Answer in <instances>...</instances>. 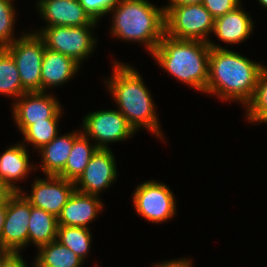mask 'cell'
Wrapping results in <instances>:
<instances>
[{
  "mask_svg": "<svg viewBox=\"0 0 267 267\" xmlns=\"http://www.w3.org/2000/svg\"><path fill=\"white\" fill-rule=\"evenodd\" d=\"M210 49L205 94L246 107L253 99L263 64L208 41Z\"/></svg>",
  "mask_w": 267,
  "mask_h": 267,
  "instance_id": "1",
  "label": "cell"
},
{
  "mask_svg": "<svg viewBox=\"0 0 267 267\" xmlns=\"http://www.w3.org/2000/svg\"><path fill=\"white\" fill-rule=\"evenodd\" d=\"M112 75L105 80L107 90L116 102L117 110L137 132L141 128L164 140L159 116L153 97L143 82L142 76L133 66L114 60Z\"/></svg>",
  "mask_w": 267,
  "mask_h": 267,
  "instance_id": "2",
  "label": "cell"
},
{
  "mask_svg": "<svg viewBox=\"0 0 267 267\" xmlns=\"http://www.w3.org/2000/svg\"><path fill=\"white\" fill-rule=\"evenodd\" d=\"M210 49L205 41L175 39L164 34L151 56L176 80L204 93Z\"/></svg>",
  "mask_w": 267,
  "mask_h": 267,
  "instance_id": "3",
  "label": "cell"
},
{
  "mask_svg": "<svg viewBox=\"0 0 267 267\" xmlns=\"http://www.w3.org/2000/svg\"><path fill=\"white\" fill-rule=\"evenodd\" d=\"M111 36L126 42H138L152 54L165 34L164 7L148 0H120L109 12Z\"/></svg>",
  "mask_w": 267,
  "mask_h": 267,
  "instance_id": "4",
  "label": "cell"
},
{
  "mask_svg": "<svg viewBox=\"0 0 267 267\" xmlns=\"http://www.w3.org/2000/svg\"><path fill=\"white\" fill-rule=\"evenodd\" d=\"M98 24L94 20L85 26H50L32 32L43 40L45 48L60 52L82 64L95 50L97 39L93 35V29Z\"/></svg>",
  "mask_w": 267,
  "mask_h": 267,
  "instance_id": "5",
  "label": "cell"
},
{
  "mask_svg": "<svg viewBox=\"0 0 267 267\" xmlns=\"http://www.w3.org/2000/svg\"><path fill=\"white\" fill-rule=\"evenodd\" d=\"M165 34L181 40L208 42L214 21L203 4L164 7Z\"/></svg>",
  "mask_w": 267,
  "mask_h": 267,
  "instance_id": "6",
  "label": "cell"
},
{
  "mask_svg": "<svg viewBox=\"0 0 267 267\" xmlns=\"http://www.w3.org/2000/svg\"><path fill=\"white\" fill-rule=\"evenodd\" d=\"M29 31L4 49L15 61L22 87L27 92L42 91L41 65L45 44L38 34Z\"/></svg>",
  "mask_w": 267,
  "mask_h": 267,
  "instance_id": "7",
  "label": "cell"
},
{
  "mask_svg": "<svg viewBox=\"0 0 267 267\" xmlns=\"http://www.w3.org/2000/svg\"><path fill=\"white\" fill-rule=\"evenodd\" d=\"M132 203L137 214L154 224L168 222L176 215V200L169 186L157 180L142 182L134 189Z\"/></svg>",
  "mask_w": 267,
  "mask_h": 267,
  "instance_id": "8",
  "label": "cell"
},
{
  "mask_svg": "<svg viewBox=\"0 0 267 267\" xmlns=\"http://www.w3.org/2000/svg\"><path fill=\"white\" fill-rule=\"evenodd\" d=\"M82 133L94 140L98 148L108 149L109 144L132 138L136 133L118 110H97L83 118ZM96 141V142H95Z\"/></svg>",
  "mask_w": 267,
  "mask_h": 267,
  "instance_id": "9",
  "label": "cell"
},
{
  "mask_svg": "<svg viewBox=\"0 0 267 267\" xmlns=\"http://www.w3.org/2000/svg\"><path fill=\"white\" fill-rule=\"evenodd\" d=\"M11 105L12 117L21 133L35 122L60 119L63 111L59 100L47 91L26 92Z\"/></svg>",
  "mask_w": 267,
  "mask_h": 267,
  "instance_id": "10",
  "label": "cell"
},
{
  "mask_svg": "<svg viewBox=\"0 0 267 267\" xmlns=\"http://www.w3.org/2000/svg\"><path fill=\"white\" fill-rule=\"evenodd\" d=\"M31 204L20 193H14L6 203V215L0 234V246L14 253L28 247V223Z\"/></svg>",
  "mask_w": 267,
  "mask_h": 267,
  "instance_id": "11",
  "label": "cell"
},
{
  "mask_svg": "<svg viewBox=\"0 0 267 267\" xmlns=\"http://www.w3.org/2000/svg\"><path fill=\"white\" fill-rule=\"evenodd\" d=\"M31 193L20 192L36 208L58 217L63 206L75 191V184L59 176L46 175V178H35Z\"/></svg>",
  "mask_w": 267,
  "mask_h": 267,
  "instance_id": "12",
  "label": "cell"
},
{
  "mask_svg": "<svg viewBox=\"0 0 267 267\" xmlns=\"http://www.w3.org/2000/svg\"><path fill=\"white\" fill-rule=\"evenodd\" d=\"M116 159L111 149L98 148L80 177L74 182L75 190L100 196L118 177Z\"/></svg>",
  "mask_w": 267,
  "mask_h": 267,
  "instance_id": "13",
  "label": "cell"
},
{
  "mask_svg": "<svg viewBox=\"0 0 267 267\" xmlns=\"http://www.w3.org/2000/svg\"><path fill=\"white\" fill-rule=\"evenodd\" d=\"M38 15L46 26H85L94 20L84 10L79 0H38L36 3Z\"/></svg>",
  "mask_w": 267,
  "mask_h": 267,
  "instance_id": "14",
  "label": "cell"
},
{
  "mask_svg": "<svg viewBox=\"0 0 267 267\" xmlns=\"http://www.w3.org/2000/svg\"><path fill=\"white\" fill-rule=\"evenodd\" d=\"M99 198L75 190L57 217L58 225L89 228L88 224L103 211V201Z\"/></svg>",
  "mask_w": 267,
  "mask_h": 267,
  "instance_id": "15",
  "label": "cell"
},
{
  "mask_svg": "<svg viewBox=\"0 0 267 267\" xmlns=\"http://www.w3.org/2000/svg\"><path fill=\"white\" fill-rule=\"evenodd\" d=\"M15 144L9 146L0 155V179L4 181L14 193L24 191L16 184L22 179L24 180L27 178L32 170L36 171L39 169L31 164L28 148L23 143Z\"/></svg>",
  "mask_w": 267,
  "mask_h": 267,
  "instance_id": "16",
  "label": "cell"
},
{
  "mask_svg": "<svg viewBox=\"0 0 267 267\" xmlns=\"http://www.w3.org/2000/svg\"><path fill=\"white\" fill-rule=\"evenodd\" d=\"M81 65L73 58L45 48L41 65L42 91L68 83L80 70ZM57 86V87H56Z\"/></svg>",
  "mask_w": 267,
  "mask_h": 267,
  "instance_id": "17",
  "label": "cell"
},
{
  "mask_svg": "<svg viewBox=\"0 0 267 267\" xmlns=\"http://www.w3.org/2000/svg\"><path fill=\"white\" fill-rule=\"evenodd\" d=\"M254 22L239 5L234 10L218 17L214 21L213 35L225 44H240L251 36Z\"/></svg>",
  "mask_w": 267,
  "mask_h": 267,
  "instance_id": "18",
  "label": "cell"
},
{
  "mask_svg": "<svg viewBox=\"0 0 267 267\" xmlns=\"http://www.w3.org/2000/svg\"><path fill=\"white\" fill-rule=\"evenodd\" d=\"M81 133V130H74L71 133L57 135L52 141L38 150L42 159V163L39 167L42 169L45 176H58L63 171L71 153L74 140Z\"/></svg>",
  "mask_w": 267,
  "mask_h": 267,
  "instance_id": "19",
  "label": "cell"
},
{
  "mask_svg": "<svg viewBox=\"0 0 267 267\" xmlns=\"http://www.w3.org/2000/svg\"><path fill=\"white\" fill-rule=\"evenodd\" d=\"M57 228L58 221L56 216L31 205L28 223V245L33 244L38 249L56 240Z\"/></svg>",
  "mask_w": 267,
  "mask_h": 267,
  "instance_id": "20",
  "label": "cell"
},
{
  "mask_svg": "<svg viewBox=\"0 0 267 267\" xmlns=\"http://www.w3.org/2000/svg\"><path fill=\"white\" fill-rule=\"evenodd\" d=\"M34 267H82L84 261L68 247L54 240L38 248Z\"/></svg>",
  "mask_w": 267,
  "mask_h": 267,
  "instance_id": "21",
  "label": "cell"
},
{
  "mask_svg": "<svg viewBox=\"0 0 267 267\" xmlns=\"http://www.w3.org/2000/svg\"><path fill=\"white\" fill-rule=\"evenodd\" d=\"M91 139L81 133L75 140L71 153L63 171L58 175L66 180L75 182L88 165L92 155L97 151L96 144L90 143Z\"/></svg>",
  "mask_w": 267,
  "mask_h": 267,
  "instance_id": "22",
  "label": "cell"
},
{
  "mask_svg": "<svg viewBox=\"0 0 267 267\" xmlns=\"http://www.w3.org/2000/svg\"><path fill=\"white\" fill-rule=\"evenodd\" d=\"M26 92L13 57L4 48H0V94L16 100Z\"/></svg>",
  "mask_w": 267,
  "mask_h": 267,
  "instance_id": "23",
  "label": "cell"
},
{
  "mask_svg": "<svg viewBox=\"0 0 267 267\" xmlns=\"http://www.w3.org/2000/svg\"><path fill=\"white\" fill-rule=\"evenodd\" d=\"M92 235L89 228L58 225L56 240L85 261L90 252Z\"/></svg>",
  "mask_w": 267,
  "mask_h": 267,
  "instance_id": "24",
  "label": "cell"
},
{
  "mask_svg": "<svg viewBox=\"0 0 267 267\" xmlns=\"http://www.w3.org/2000/svg\"><path fill=\"white\" fill-rule=\"evenodd\" d=\"M60 119H45L44 121L35 122L29 125L21 134L23 141L32 144L34 149H41L44 145L52 141L59 133L58 124ZM25 141V142H24Z\"/></svg>",
  "mask_w": 267,
  "mask_h": 267,
  "instance_id": "25",
  "label": "cell"
},
{
  "mask_svg": "<svg viewBox=\"0 0 267 267\" xmlns=\"http://www.w3.org/2000/svg\"><path fill=\"white\" fill-rule=\"evenodd\" d=\"M245 108V119L249 123L267 124V66L265 65L260 72L255 95Z\"/></svg>",
  "mask_w": 267,
  "mask_h": 267,
  "instance_id": "26",
  "label": "cell"
},
{
  "mask_svg": "<svg viewBox=\"0 0 267 267\" xmlns=\"http://www.w3.org/2000/svg\"><path fill=\"white\" fill-rule=\"evenodd\" d=\"M15 0H0V48H6L16 38L14 27L16 22V9L13 5ZM15 35V36H14Z\"/></svg>",
  "mask_w": 267,
  "mask_h": 267,
  "instance_id": "27",
  "label": "cell"
},
{
  "mask_svg": "<svg viewBox=\"0 0 267 267\" xmlns=\"http://www.w3.org/2000/svg\"><path fill=\"white\" fill-rule=\"evenodd\" d=\"M84 10L97 22L120 2V0H79Z\"/></svg>",
  "mask_w": 267,
  "mask_h": 267,
  "instance_id": "28",
  "label": "cell"
},
{
  "mask_svg": "<svg viewBox=\"0 0 267 267\" xmlns=\"http://www.w3.org/2000/svg\"><path fill=\"white\" fill-rule=\"evenodd\" d=\"M242 0H203L202 4L214 19L224 16L241 5Z\"/></svg>",
  "mask_w": 267,
  "mask_h": 267,
  "instance_id": "29",
  "label": "cell"
},
{
  "mask_svg": "<svg viewBox=\"0 0 267 267\" xmlns=\"http://www.w3.org/2000/svg\"><path fill=\"white\" fill-rule=\"evenodd\" d=\"M153 267H193L192 260L186 258L180 259H170L169 261H163L161 263H156Z\"/></svg>",
  "mask_w": 267,
  "mask_h": 267,
  "instance_id": "30",
  "label": "cell"
},
{
  "mask_svg": "<svg viewBox=\"0 0 267 267\" xmlns=\"http://www.w3.org/2000/svg\"><path fill=\"white\" fill-rule=\"evenodd\" d=\"M31 267H34V261ZM2 267H28L20 253H12L4 262Z\"/></svg>",
  "mask_w": 267,
  "mask_h": 267,
  "instance_id": "31",
  "label": "cell"
},
{
  "mask_svg": "<svg viewBox=\"0 0 267 267\" xmlns=\"http://www.w3.org/2000/svg\"><path fill=\"white\" fill-rule=\"evenodd\" d=\"M14 194L11 188L0 179V204L7 203L8 199Z\"/></svg>",
  "mask_w": 267,
  "mask_h": 267,
  "instance_id": "32",
  "label": "cell"
},
{
  "mask_svg": "<svg viewBox=\"0 0 267 267\" xmlns=\"http://www.w3.org/2000/svg\"><path fill=\"white\" fill-rule=\"evenodd\" d=\"M203 0H168V4L163 7L185 6L202 4Z\"/></svg>",
  "mask_w": 267,
  "mask_h": 267,
  "instance_id": "33",
  "label": "cell"
},
{
  "mask_svg": "<svg viewBox=\"0 0 267 267\" xmlns=\"http://www.w3.org/2000/svg\"><path fill=\"white\" fill-rule=\"evenodd\" d=\"M13 252L0 246V267Z\"/></svg>",
  "mask_w": 267,
  "mask_h": 267,
  "instance_id": "34",
  "label": "cell"
},
{
  "mask_svg": "<svg viewBox=\"0 0 267 267\" xmlns=\"http://www.w3.org/2000/svg\"><path fill=\"white\" fill-rule=\"evenodd\" d=\"M5 215H6V203H3L0 204V234L3 229Z\"/></svg>",
  "mask_w": 267,
  "mask_h": 267,
  "instance_id": "35",
  "label": "cell"
},
{
  "mask_svg": "<svg viewBox=\"0 0 267 267\" xmlns=\"http://www.w3.org/2000/svg\"><path fill=\"white\" fill-rule=\"evenodd\" d=\"M261 6L267 9V0H257Z\"/></svg>",
  "mask_w": 267,
  "mask_h": 267,
  "instance_id": "36",
  "label": "cell"
}]
</instances>
